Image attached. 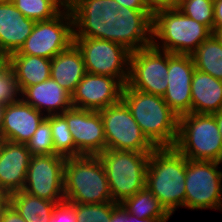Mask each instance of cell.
I'll use <instances>...</instances> for the list:
<instances>
[{
	"mask_svg": "<svg viewBox=\"0 0 222 222\" xmlns=\"http://www.w3.org/2000/svg\"><path fill=\"white\" fill-rule=\"evenodd\" d=\"M5 106L0 104V129H1V124H2V118H3V111H4Z\"/></svg>",
	"mask_w": 222,
	"mask_h": 222,
	"instance_id": "f6af8a7d",
	"label": "cell"
},
{
	"mask_svg": "<svg viewBox=\"0 0 222 222\" xmlns=\"http://www.w3.org/2000/svg\"><path fill=\"white\" fill-rule=\"evenodd\" d=\"M2 222H26L10 204L4 212Z\"/></svg>",
	"mask_w": 222,
	"mask_h": 222,
	"instance_id": "d590c367",
	"label": "cell"
},
{
	"mask_svg": "<svg viewBox=\"0 0 222 222\" xmlns=\"http://www.w3.org/2000/svg\"><path fill=\"white\" fill-rule=\"evenodd\" d=\"M46 116L22 99L5 106L1 124L4 140L26 144Z\"/></svg>",
	"mask_w": 222,
	"mask_h": 222,
	"instance_id": "ac0fdd59",
	"label": "cell"
},
{
	"mask_svg": "<svg viewBox=\"0 0 222 222\" xmlns=\"http://www.w3.org/2000/svg\"><path fill=\"white\" fill-rule=\"evenodd\" d=\"M212 34L216 37V39L220 42L222 45V27L220 28H214L212 31Z\"/></svg>",
	"mask_w": 222,
	"mask_h": 222,
	"instance_id": "ee69618b",
	"label": "cell"
},
{
	"mask_svg": "<svg viewBox=\"0 0 222 222\" xmlns=\"http://www.w3.org/2000/svg\"><path fill=\"white\" fill-rule=\"evenodd\" d=\"M170 219H141L137 216L131 215L125 209V222H168Z\"/></svg>",
	"mask_w": 222,
	"mask_h": 222,
	"instance_id": "ab89813d",
	"label": "cell"
},
{
	"mask_svg": "<svg viewBox=\"0 0 222 222\" xmlns=\"http://www.w3.org/2000/svg\"><path fill=\"white\" fill-rule=\"evenodd\" d=\"M21 99L45 116L62 114L73 107L71 94L51 78L26 87Z\"/></svg>",
	"mask_w": 222,
	"mask_h": 222,
	"instance_id": "ffe728a7",
	"label": "cell"
},
{
	"mask_svg": "<svg viewBox=\"0 0 222 222\" xmlns=\"http://www.w3.org/2000/svg\"><path fill=\"white\" fill-rule=\"evenodd\" d=\"M214 28L222 27V0H213Z\"/></svg>",
	"mask_w": 222,
	"mask_h": 222,
	"instance_id": "74e56055",
	"label": "cell"
},
{
	"mask_svg": "<svg viewBox=\"0 0 222 222\" xmlns=\"http://www.w3.org/2000/svg\"><path fill=\"white\" fill-rule=\"evenodd\" d=\"M73 43V16L66 6L54 18L36 22L32 33L12 55L39 56L51 60Z\"/></svg>",
	"mask_w": 222,
	"mask_h": 222,
	"instance_id": "ba28073f",
	"label": "cell"
},
{
	"mask_svg": "<svg viewBox=\"0 0 222 222\" xmlns=\"http://www.w3.org/2000/svg\"><path fill=\"white\" fill-rule=\"evenodd\" d=\"M0 2H12V0H0Z\"/></svg>",
	"mask_w": 222,
	"mask_h": 222,
	"instance_id": "c3c4849f",
	"label": "cell"
},
{
	"mask_svg": "<svg viewBox=\"0 0 222 222\" xmlns=\"http://www.w3.org/2000/svg\"><path fill=\"white\" fill-rule=\"evenodd\" d=\"M61 115L73 136L75 156H98L106 149L104 124L99 111L72 107Z\"/></svg>",
	"mask_w": 222,
	"mask_h": 222,
	"instance_id": "5bb4252c",
	"label": "cell"
},
{
	"mask_svg": "<svg viewBox=\"0 0 222 222\" xmlns=\"http://www.w3.org/2000/svg\"><path fill=\"white\" fill-rule=\"evenodd\" d=\"M71 204L75 208L76 222H110L111 212L118 203Z\"/></svg>",
	"mask_w": 222,
	"mask_h": 222,
	"instance_id": "4dcf8cb0",
	"label": "cell"
},
{
	"mask_svg": "<svg viewBox=\"0 0 222 222\" xmlns=\"http://www.w3.org/2000/svg\"><path fill=\"white\" fill-rule=\"evenodd\" d=\"M10 204L26 222H49L57 203L27 194L23 190L10 195Z\"/></svg>",
	"mask_w": 222,
	"mask_h": 222,
	"instance_id": "d4e9b609",
	"label": "cell"
},
{
	"mask_svg": "<svg viewBox=\"0 0 222 222\" xmlns=\"http://www.w3.org/2000/svg\"><path fill=\"white\" fill-rule=\"evenodd\" d=\"M86 73L82 53L75 43L51 59L50 78L70 94L75 91Z\"/></svg>",
	"mask_w": 222,
	"mask_h": 222,
	"instance_id": "603a6c76",
	"label": "cell"
},
{
	"mask_svg": "<svg viewBox=\"0 0 222 222\" xmlns=\"http://www.w3.org/2000/svg\"><path fill=\"white\" fill-rule=\"evenodd\" d=\"M66 157L59 154L32 155L23 191L56 203L64 197V166Z\"/></svg>",
	"mask_w": 222,
	"mask_h": 222,
	"instance_id": "4fadbf2b",
	"label": "cell"
},
{
	"mask_svg": "<svg viewBox=\"0 0 222 222\" xmlns=\"http://www.w3.org/2000/svg\"><path fill=\"white\" fill-rule=\"evenodd\" d=\"M168 52L153 45L130 54L127 85L133 89L162 96L168 87Z\"/></svg>",
	"mask_w": 222,
	"mask_h": 222,
	"instance_id": "7c38bea8",
	"label": "cell"
},
{
	"mask_svg": "<svg viewBox=\"0 0 222 222\" xmlns=\"http://www.w3.org/2000/svg\"><path fill=\"white\" fill-rule=\"evenodd\" d=\"M195 69L222 80V45L211 34L191 54Z\"/></svg>",
	"mask_w": 222,
	"mask_h": 222,
	"instance_id": "484cf974",
	"label": "cell"
},
{
	"mask_svg": "<svg viewBox=\"0 0 222 222\" xmlns=\"http://www.w3.org/2000/svg\"><path fill=\"white\" fill-rule=\"evenodd\" d=\"M24 17L35 22L50 20L66 6L68 0H12Z\"/></svg>",
	"mask_w": 222,
	"mask_h": 222,
	"instance_id": "83f0119b",
	"label": "cell"
},
{
	"mask_svg": "<svg viewBox=\"0 0 222 222\" xmlns=\"http://www.w3.org/2000/svg\"><path fill=\"white\" fill-rule=\"evenodd\" d=\"M187 161L174 147L155 148L150 153L145 187L171 216L185 208Z\"/></svg>",
	"mask_w": 222,
	"mask_h": 222,
	"instance_id": "6da1fadb",
	"label": "cell"
},
{
	"mask_svg": "<svg viewBox=\"0 0 222 222\" xmlns=\"http://www.w3.org/2000/svg\"><path fill=\"white\" fill-rule=\"evenodd\" d=\"M222 110V80L194 70L191 82V113L213 114Z\"/></svg>",
	"mask_w": 222,
	"mask_h": 222,
	"instance_id": "7402d4cb",
	"label": "cell"
},
{
	"mask_svg": "<svg viewBox=\"0 0 222 222\" xmlns=\"http://www.w3.org/2000/svg\"><path fill=\"white\" fill-rule=\"evenodd\" d=\"M119 6H125L135 10H152L146 0H114Z\"/></svg>",
	"mask_w": 222,
	"mask_h": 222,
	"instance_id": "e575fe53",
	"label": "cell"
},
{
	"mask_svg": "<svg viewBox=\"0 0 222 222\" xmlns=\"http://www.w3.org/2000/svg\"><path fill=\"white\" fill-rule=\"evenodd\" d=\"M150 153L105 149L98 155L106 171L113 202L122 203L145 188Z\"/></svg>",
	"mask_w": 222,
	"mask_h": 222,
	"instance_id": "8992f818",
	"label": "cell"
},
{
	"mask_svg": "<svg viewBox=\"0 0 222 222\" xmlns=\"http://www.w3.org/2000/svg\"><path fill=\"white\" fill-rule=\"evenodd\" d=\"M10 205V195L0 191V222H2L4 212Z\"/></svg>",
	"mask_w": 222,
	"mask_h": 222,
	"instance_id": "b9f144b4",
	"label": "cell"
},
{
	"mask_svg": "<svg viewBox=\"0 0 222 222\" xmlns=\"http://www.w3.org/2000/svg\"><path fill=\"white\" fill-rule=\"evenodd\" d=\"M35 21L24 17L12 2H0V46L17 52L32 33Z\"/></svg>",
	"mask_w": 222,
	"mask_h": 222,
	"instance_id": "44dd1931",
	"label": "cell"
},
{
	"mask_svg": "<svg viewBox=\"0 0 222 222\" xmlns=\"http://www.w3.org/2000/svg\"><path fill=\"white\" fill-rule=\"evenodd\" d=\"M74 37L115 42V17L120 9L114 0H68Z\"/></svg>",
	"mask_w": 222,
	"mask_h": 222,
	"instance_id": "30bf717a",
	"label": "cell"
},
{
	"mask_svg": "<svg viewBox=\"0 0 222 222\" xmlns=\"http://www.w3.org/2000/svg\"><path fill=\"white\" fill-rule=\"evenodd\" d=\"M153 12L121 6L115 17V43L131 53L151 46Z\"/></svg>",
	"mask_w": 222,
	"mask_h": 222,
	"instance_id": "e0dca14e",
	"label": "cell"
},
{
	"mask_svg": "<svg viewBox=\"0 0 222 222\" xmlns=\"http://www.w3.org/2000/svg\"><path fill=\"white\" fill-rule=\"evenodd\" d=\"M215 118L217 126L219 128L220 136L222 138V110L212 114Z\"/></svg>",
	"mask_w": 222,
	"mask_h": 222,
	"instance_id": "7bdbcfd3",
	"label": "cell"
},
{
	"mask_svg": "<svg viewBox=\"0 0 222 222\" xmlns=\"http://www.w3.org/2000/svg\"><path fill=\"white\" fill-rule=\"evenodd\" d=\"M129 214L141 219H171L159 200L145 187L121 203Z\"/></svg>",
	"mask_w": 222,
	"mask_h": 222,
	"instance_id": "4316f807",
	"label": "cell"
},
{
	"mask_svg": "<svg viewBox=\"0 0 222 222\" xmlns=\"http://www.w3.org/2000/svg\"><path fill=\"white\" fill-rule=\"evenodd\" d=\"M185 209L222 212V163L188 159L185 175Z\"/></svg>",
	"mask_w": 222,
	"mask_h": 222,
	"instance_id": "52a82bcc",
	"label": "cell"
},
{
	"mask_svg": "<svg viewBox=\"0 0 222 222\" xmlns=\"http://www.w3.org/2000/svg\"><path fill=\"white\" fill-rule=\"evenodd\" d=\"M123 85L111 76L86 73L71 94L74 108L99 111L121 100Z\"/></svg>",
	"mask_w": 222,
	"mask_h": 222,
	"instance_id": "9a60e30c",
	"label": "cell"
},
{
	"mask_svg": "<svg viewBox=\"0 0 222 222\" xmlns=\"http://www.w3.org/2000/svg\"><path fill=\"white\" fill-rule=\"evenodd\" d=\"M46 119L50 122L54 154H59L64 157H74V140L65 118L61 114H56L46 116Z\"/></svg>",
	"mask_w": 222,
	"mask_h": 222,
	"instance_id": "f1b7e54d",
	"label": "cell"
},
{
	"mask_svg": "<svg viewBox=\"0 0 222 222\" xmlns=\"http://www.w3.org/2000/svg\"><path fill=\"white\" fill-rule=\"evenodd\" d=\"M110 222H125V208L121 203L113 208Z\"/></svg>",
	"mask_w": 222,
	"mask_h": 222,
	"instance_id": "f35d334b",
	"label": "cell"
},
{
	"mask_svg": "<svg viewBox=\"0 0 222 222\" xmlns=\"http://www.w3.org/2000/svg\"><path fill=\"white\" fill-rule=\"evenodd\" d=\"M64 197L70 203L113 202L106 171L98 156L66 157Z\"/></svg>",
	"mask_w": 222,
	"mask_h": 222,
	"instance_id": "277c9868",
	"label": "cell"
},
{
	"mask_svg": "<svg viewBox=\"0 0 222 222\" xmlns=\"http://www.w3.org/2000/svg\"><path fill=\"white\" fill-rule=\"evenodd\" d=\"M25 145L32 155L54 154L50 122L46 118L41 122L31 139Z\"/></svg>",
	"mask_w": 222,
	"mask_h": 222,
	"instance_id": "1f68e13d",
	"label": "cell"
},
{
	"mask_svg": "<svg viewBox=\"0 0 222 222\" xmlns=\"http://www.w3.org/2000/svg\"><path fill=\"white\" fill-rule=\"evenodd\" d=\"M49 222H76L74 206L65 200L57 203Z\"/></svg>",
	"mask_w": 222,
	"mask_h": 222,
	"instance_id": "836d02e7",
	"label": "cell"
},
{
	"mask_svg": "<svg viewBox=\"0 0 222 222\" xmlns=\"http://www.w3.org/2000/svg\"><path fill=\"white\" fill-rule=\"evenodd\" d=\"M4 141H5L4 137H3V135L1 134V131H0V149H1L2 144H3Z\"/></svg>",
	"mask_w": 222,
	"mask_h": 222,
	"instance_id": "7dc6e473",
	"label": "cell"
},
{
	"mask_svg": "<svg viewBox=\"0 0 222 222\" xmlns=\"http://www.w3.org/2000/svg\"><path fill=\"white\" fill-rule=\"evenodd\" d=\"M121 100L143 134L156 147H174L178 135L179 117L170 109L162 96L145 93L123 86Z\"/></svg>",
	"mask_w": 222,
	"mask_h": 222,
	"instance_id": "7a4b0ae2",
	"label": "cell"
},
{
	"mask_svg": "<svg viewBox=\"0 0 222 222\" xmlns=\"http://www.w3.org/2000/svg\"><path fill=\"white\" fill-rule=\"evenodd\" d=\"M185 0H173V7H178L182 4Z\"/></svg>",
	"mask_w": 222,
	"mask_h": 222,
	"instance_id": "bcb514c9",
	"label": "cell"
},
{
	"mask_svg": "<svg viewBox=\"0 0 222 222\" xmlns=\"http://www.w3.org/2000/svg\"><path fill=\"white\" fill-rule=\"evenodd\" d=\"M21 100V90L12 66L0 72V104L6 106Z\"/></svg>",
	"mask_w": 222,
	"mask_h": 222,
	"instance_id": "d6a6232c",
	"label": "cell"
},
{
	"mask_svg": "<svg viewBox=\"0 0 222 222\" xmlns=\"http://www.w3.org/2000/svg\"><path fill=\"white\" fill-rule=\"evenodd\" d=\"M146 1L153 11L158 8L173 7V0H146Z\"/></svg>",
	"mask_w": 222,
	"mask_h": 222,
	"instance_id": "60d3db41",
	"label": "cell"
},
{
	"mask_svg": "<svg viewBox=\"0 0 222 222\" xmlns=\"http://www.w3.org/2000/svg\"><path fill=\"white\" fill-rule=\"evenodd\" d=\"M32 157L25 144L4 141L0 149V191L8 195L23 190Z\"/></svg>",
	"mask_w": 222,
	"mask_h": 222,
	"instance_id": "d6986e66",
	"label": "cell"
},
{
	"mask_svg": "<svg viewBox=\"0 0 222 222\" xmlns=\"http://www.w3.org/2000/svg\"><path fill=\"white\" fill-rule=\"evenodd\" d=\"M195 70L191 55L168 52V87L163 99L178 116L191 113V82Z\"/></svg>",
	"mask_w": 222,
	"mask_h": 222,
	"instance_id": "2e32d148",
	"label": "cell"
},
{
	"mask_svg": "<svg viewBox=\"0 0 222 222\" xmlns=\"http://www.w3.org/2000/svg\"><path fill=\"white\" fill-rule=\"evenodd\" d=\"M212 32L186 16L178 7L153 12L152 45L172 54L191 55Z\"/></svg>",
	"mask_w": 222,
	"mask_h": 222,
	"instance_id": "3957f363",
	"label": "cell"
},
{
	"mask_svg": "<svg viewBox=\"0 0 222 222\" xmlns=\"http://www.w3.org/2000/svg\"><path fill=\"white\" fill-rule=\"evenodd\" d=\"M178 8L188 17L205 25L211 32L214 29L213 0H185Z\"/></svg>",
	"mask_w": 222,
	"mask_h": 222,
	"instance_id": "f546056e",
	"label": "cell"
},
{
	"mask_svg": "<svg viewBox=\"0 0 222 222\" xmlns=\"http://www.w3.org/2000/svg\"><path fill=\"white\" fill-rule=\"evenodd\" d=\"M174 148L189 160L222 163V138L212 114L179 117Z\"/></svg>",
	"mask_w": 222,
	"mask_h": 222,
	"instance_id": "5b68a950",
	"label": "cell"
},
{
	"mask_svg": "<svg viewBox=\"0 0 222 222\" xmlns=\"http://www.w3.org/2000/svg\"><path fill=\"white\" fill-rule=\"evenodd\" d=\"M99 112L104 124L106 149L152 152L156 148L143 134L122 100Z\"/></svg>",
	"mask_w": 222,
	"mask_h": 222,
	"instance_id": "8fae6325",
	"label": "cell"
},
{
	"mask_svg": "<svg viewBox=\"0 0 222 222\" xmlns=\"http://www.w3.org/2000/svg\"><path fill=\"white\" fill-rule=\"evenodd\" d=\"M87 73L116 78L123 86L129 77L131 52L124 46L104 39L74 37Z\"/></svg>",
	"mask_w": 222,
	"mask_h": 222,
	"instance_id": "9c48e42d",
	"label": "cell"
},
{
	"mask_svg": "<svg viewBox=\"0 0 222 222\" xmlns=\"http://www.w3.org/2000/svg\"><path fill=\"white\" fill-rule=\"evenodd\" d=\"M11 66L14 69L21 92L29 86L39 84L50 78L51 60L31 55H11Z\"/></svg>",
	"mask_w": 222,
	"mask_h": 222,
	"instance_id": "cb8c5ba5",
	"label": "cell"
},
{
	"mask_svg": "<svg viewBox=\"0 0 222 222\" xmlns=\"http://www.w3.org/2000/svg\"><path fill=\"white\" fill-rule=\"evenodd\" d=\"M11 53L0 46V72L7 70L11 66Z\"/></svg>",
	"mask_w": 222,
	"mask_h": 222,
	"instance_id": "8d00e7d4",
	"label": "cell"
}]
</instances>
